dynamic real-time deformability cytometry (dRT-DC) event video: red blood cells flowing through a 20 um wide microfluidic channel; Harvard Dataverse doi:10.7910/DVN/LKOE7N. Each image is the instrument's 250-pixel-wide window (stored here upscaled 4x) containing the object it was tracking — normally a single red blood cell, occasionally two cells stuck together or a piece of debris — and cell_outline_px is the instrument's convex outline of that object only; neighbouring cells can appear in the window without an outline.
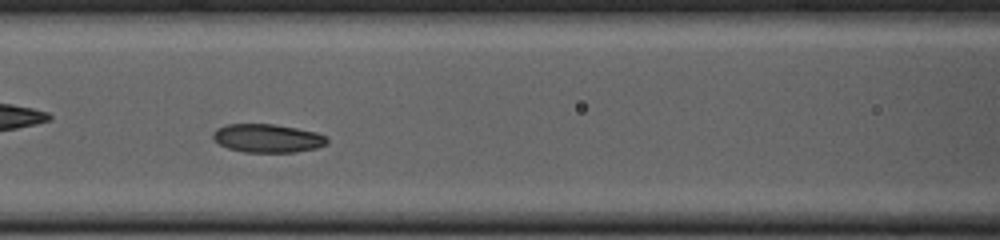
{"species": "common noctule bat (a hibernating species)", "species_latin": "Nyctalus noctula", "temperature_condition": "cold", "stored_images_in_passage": 46, "camera_frame_rate_fps": 3000, "um_per_image_px": 0.085, "animal": {"sex": "female", "body_mass_g": 23.0, "forearm_length_mm": 53.4}, "frame": {"image": 1, "passage_image": 14, "time_ms": 4.333, "image_size_px": [1000, 240], "cell_outline_px": [[328, 144], [316, 148], [296, 152], [244, 152], [228, 148], [220, 144], [212, 136], [212, 132], [216, 128], [228, 124], [276, 124], [316, 132], [328, 136]], "centroid_in_image_um": [22.77, 11.75], "position_along_channel_um": 143.8, "area_um2": 19.02}}
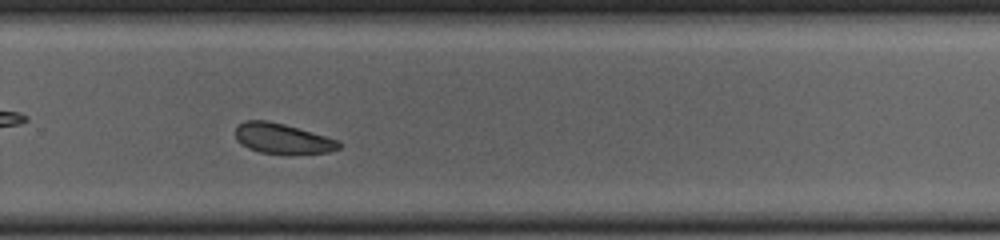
{"frame": {"image": 2, "passage_image": 27, "time_ms": 8.667, "image_size_px": [1000, 240], "cell_outline_px": [[340, 148], [328, 152], [260, 152], [248, 148], [236, 140], [236, 128], [244, 120], [268, 120], [284, 124], [340, 140]], "centroid_in_image_um": [23.99, 11.74], "position_along_channel_um": 305.8, "area_um2": 17.69}, "authors_computed_cell_mechanics": {"area_um2": 19.3052, "velocity_mm_per_s": 3.7461, "shape_relaxation_time_tau1_ms": 4.9739, "shape_relaxation_time_tau2_ms": 6.1835, "deformation_change_tau1": 0.0691, "deformation_change_tau2": 0.1243}}